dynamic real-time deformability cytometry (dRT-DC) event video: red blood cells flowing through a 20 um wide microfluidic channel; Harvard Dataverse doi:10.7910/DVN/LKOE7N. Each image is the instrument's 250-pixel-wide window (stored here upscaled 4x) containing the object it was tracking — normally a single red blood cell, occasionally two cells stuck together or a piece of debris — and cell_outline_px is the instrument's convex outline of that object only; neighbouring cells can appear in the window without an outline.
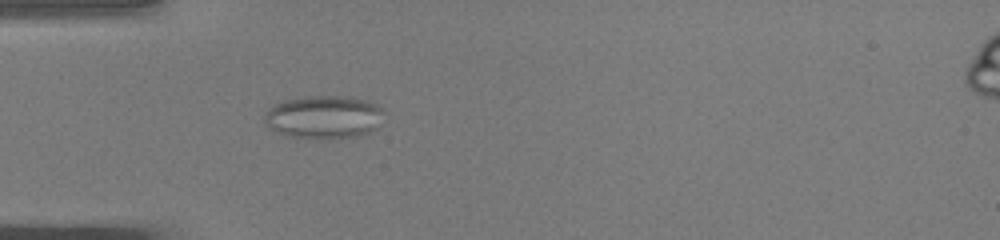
{"species": "common noctule bat (a hibernating species)", "species_latin": "Nyctalus noctula", "temperature_condition": "warm", "stored_images_in_passage": 42, "camera_frame_rate_fps": 3000, "um_per_image_px": 0.085, "animal": {"sex": "male", "body_mass_g": 19.0, "forearm_length_mm": 50.8}, "frame": {"image": 1, "passage_image": 8, "time_ms": 2.333, "image_size_px": [1000, 240], "cell_outline_px": [[380, 112], [376, 128], [368, 132], [356, 136], [288, 136], [268, 128], [264, 120], [264, 116], [268, 108], [284, 100], [304, 96], [348, 96], [364, 100], [376, 104], [380, 108]], "centroid_in_image_um": [27.44, 9.9], "position_along_channel_um": 57.6, "area_um2": 28.9}}
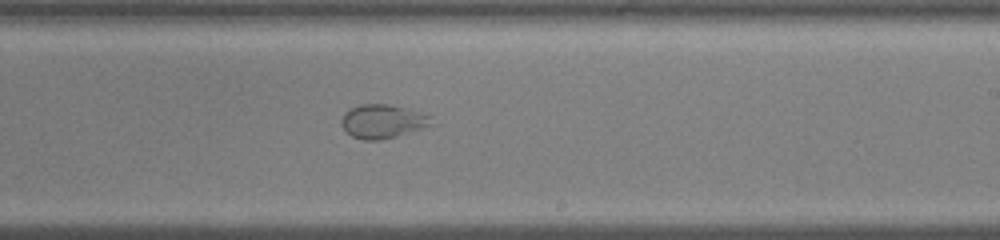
{"frame": {"image": 2, "passage_image": 23, "time_ms": 7.333, "image_size_px": [1000, 240], "cell_outline_px": [[432, 124], [424, 128], [396, 136], [380, 140], [364, 140], [352, 136], [340, 124], [340, 120], [344, 112], [360, 104], [392, 104], [428, 112], [432, 116]], "centroid_in_image_um": [32.58, 10.29], "position_along_channel_um": 256.4, "area_um2": 18.09}}
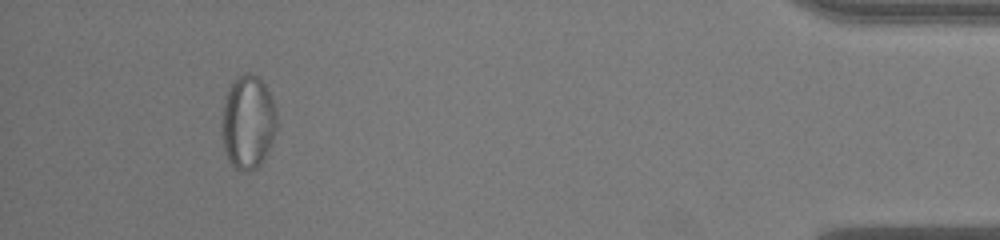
{"frame": {"image": 3, "passage_image": 39, "time_ms": 12.667, "image_size_px": [1000, 240], "cell_outline_px": [[276, 128], [272, 140], [260, 164], [256, 168], [248, 172], [240, 172], [228, 160], [224, 148], [220, 124], [224, 104], [228, 92], [236, 76], [248, 72], [256, 76], [264, 84], [272, 100], [276, 112]], "centroid_in_image_um": [21.05, 10.41], "position_along_channel_um": 414.2, "area_um2": 29.71}}